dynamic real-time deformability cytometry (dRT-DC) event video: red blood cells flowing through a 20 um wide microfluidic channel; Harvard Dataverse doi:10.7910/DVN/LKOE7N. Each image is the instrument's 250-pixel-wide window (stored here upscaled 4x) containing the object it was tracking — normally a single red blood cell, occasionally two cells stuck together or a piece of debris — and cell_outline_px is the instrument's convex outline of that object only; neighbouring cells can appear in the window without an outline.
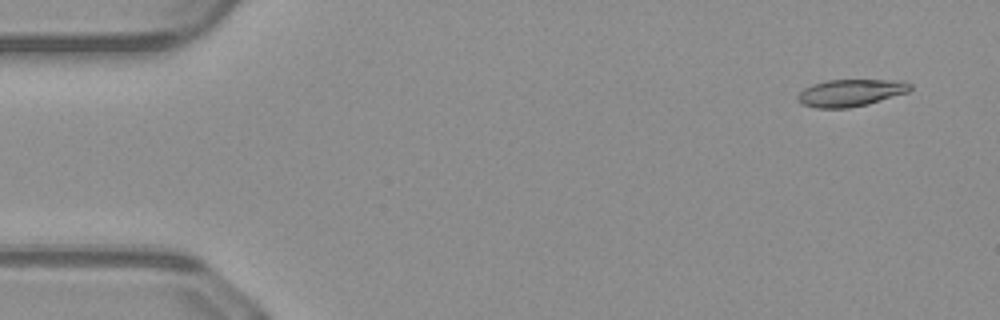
{"species": "common noctule bat (a hibernating species)", "species_latin": "Nyctalus noctula", "temperature_condition": "warm", "stored_images_in_passage": 50, "camera_frame_rate_fps": 3000, "um_per_image_px": 0.085, "animal": {"sex": "male", "body_mass_g": 23.1, "forearm_length_mm": 52.7}, "frame": {"image": 1, "passage_image": 3, "time_ms": 0.667, "image_size_px": [1000, 320], "cell_outline_px": [[912, 88], [908, 92], [868, 104], [848, 108], [816, 108], [804, 104], [796, 96], [804, 88], [812, 84], [824, 80], [904, 80], [912, 84]], "centroid_in_image_um": [72.33, 7.87], "position_along_channel_um": 12.7, "area_um2": 17.8}}
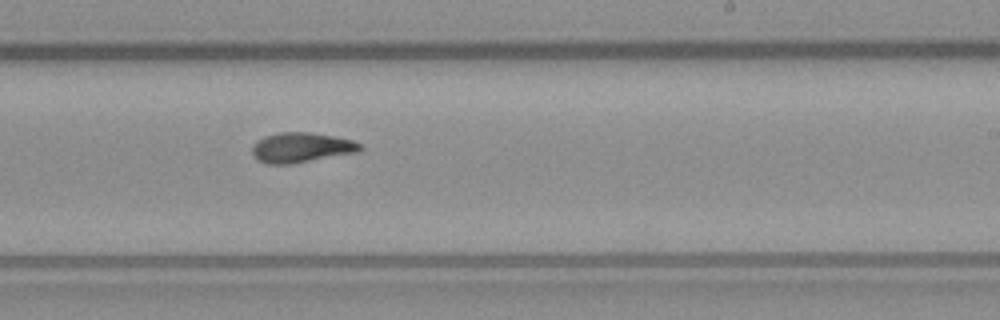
{"frame": {"image": 2, "passage_image": 30, "time_ms": 9.667, "image_size_px": [1000, 320], "cell_outline_px": [[364, 148], [360, 152], [292, 164], [268, 164], [260, 160], [252, 152], [252, 144], [256, 140], [264, 136], [280, 132], [308, 132], [332, 136], [352, 140], [360, 144]], "centroid_in_image_um": [25.63, 12.54], "position_along_channel_um": 263.4, "area_um2": 18.9}}
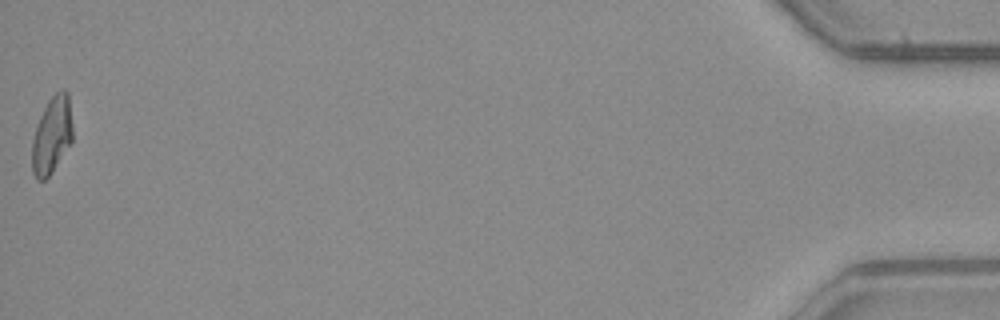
{"frame": {"image": 3, "passage_image": 50, "time_ms": 16.333, "image_size_px": [1000, 320], "cell_outline_px": [[72, 140], [52, 172], [44, 180], [36, 180], [32, 172], [32, 140], [40, 116], [48, 100], [56, 92], [64, 88], [68, 92], [72, 124]], "centroid_in_image_um": [4.4, 11.48], "position_along_channel_um": 430.8, "area_um2": 18.09}, "authors_computed_cell_mechanics": {"area_um2": 18.1203, "velocity_mm_per_s": 4.1299, "shape_relaxation_time_tau1_ms": 9.5732, "shape_relaxation_time_tau2_ms": 4.6364, "deformation_change_tau1": 0.2972, "deformation_change_tau2": 0.1273}}